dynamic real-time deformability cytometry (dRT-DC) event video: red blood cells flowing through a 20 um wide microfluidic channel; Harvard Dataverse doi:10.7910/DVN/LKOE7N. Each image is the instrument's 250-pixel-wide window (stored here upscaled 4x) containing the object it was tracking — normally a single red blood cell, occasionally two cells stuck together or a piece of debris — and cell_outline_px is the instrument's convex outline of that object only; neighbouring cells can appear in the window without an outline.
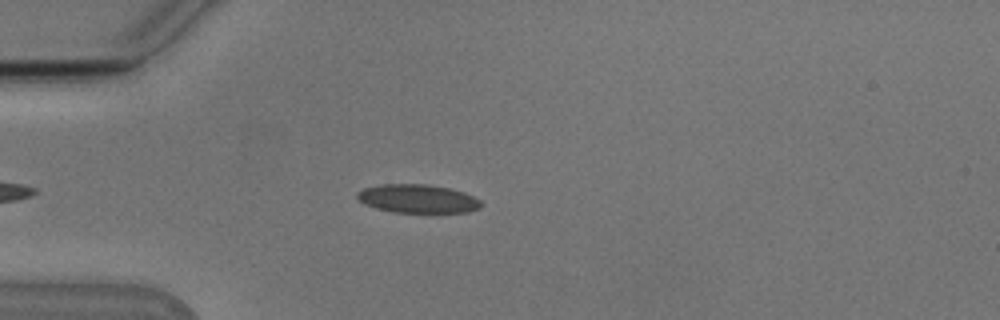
{"species": "Egyptian fruit bat (a non-hibernating species)", "species_latin": "Rousettus aegyptiacus", "temperature_condition": "cold", "stored_images_in_passage": 43, "camera_frame_rate_fps": 3000, "um_per_image_px": 0.085, "animal": {"sex": "male"}, "frame": {"image": 1, "passage_image": 7, "time_ms": 2.0, "image_size_px": [1000, 320], "cell_outline_px": [[484, 204], [480, 208], [468, 212], [432, 216], [392, 212], [376, 208], [364, 204], [356, 196], [356, 192], [364, 188], [380, 184], [428, 184], [448, 188], [464, 192], [480, 200]], "centroid_in_image_um": [35.56, 16.95], "position_along_channel_um": 49.4, "area_um2": 21.73}}
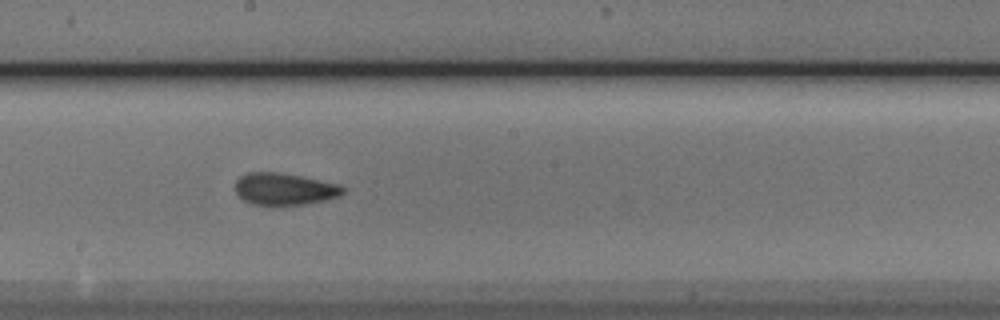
{"frame": {"image": 2, "passage_image": 22, "time_ms": 7.0, "image_size_px": [1000, 320], "cell_outline_px": [[344, 192], [340, 196], [328, 200], [304, 204], [272, 208], [252, 204], [244, 200], [236, 192], [236, 180], [240, 176], [248, 172], [276, 172], [300, 176], [340, 184], [344, 188]], "centroid_in_image_um": [24.18, 16.11], "position_along_channel_um": 224.0, "area_um2": 20.63}}
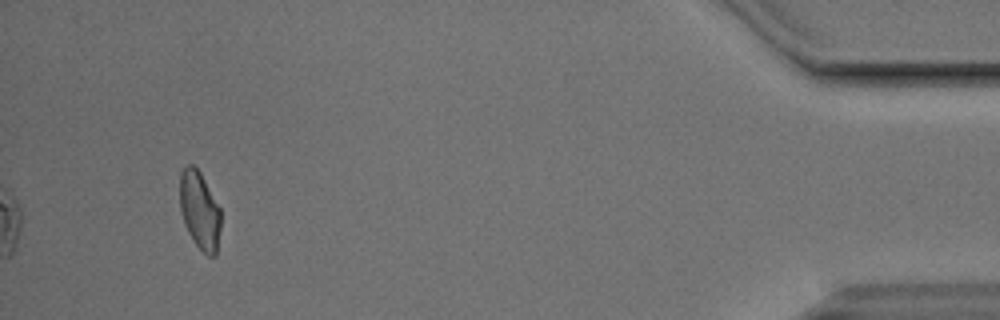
{"frame": {"image": 3, "passage_image": 43, "time_ms": 14.0, "image_size_px": [1000, 320], "cell_outline_px": [[220, 228], [216, 256], [208, 256], [192, 240], [184, 224], [180, 208], [180, 172], [188, 164], [192, 164], [200, 172], [220, 208]], "centroid_in_image_um": [16.96, 17.88], "position_along_channel_um": 418.2, "area_um2": 18.5}, "authors_computed_cell_mechanics": {"area_um2": 20.0566, "velocity_mm_per_s": 3.7913, "shape_relaxation_time_tau1_ms": 10.6255, "shape_relaxation_time_tau2_ms": 2.1475, "deformation_change_tau1": 0.1991, "deformation_change_tau2": 0.083}}